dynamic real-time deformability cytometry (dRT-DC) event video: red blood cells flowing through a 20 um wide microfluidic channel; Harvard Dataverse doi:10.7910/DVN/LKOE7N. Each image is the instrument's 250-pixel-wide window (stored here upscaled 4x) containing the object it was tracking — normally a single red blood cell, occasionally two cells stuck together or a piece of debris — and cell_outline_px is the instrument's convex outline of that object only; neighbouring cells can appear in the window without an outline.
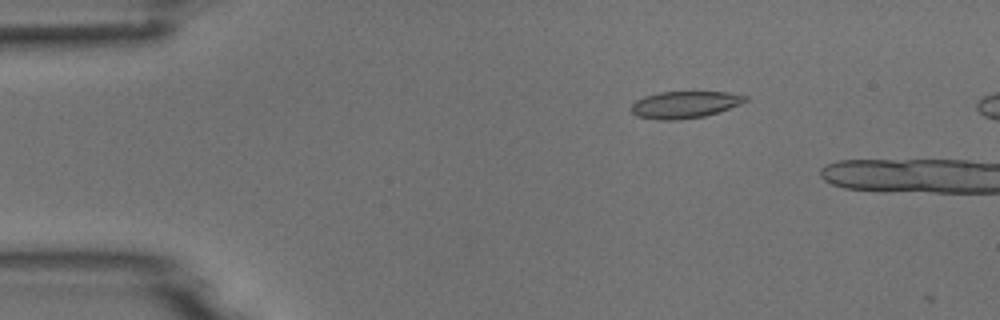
{"species": "common noctule bat (a hibernating species)", "species_latin": "Nyctalus noctula", "temperature_condition": "room temperature", "stored_images_in_passage": 3, "camera_frame_rate_fps": 3000, "um_per_image_px": 0.085, "animal": {"sex": "male", "body_mass_g": 18.8}, "frame": {"image": 1, "passage_image": 1, "time_ms": 0.0, "image_size_px": [1000, 320], "cell_outline_px": [[748, 100], [740, 104], [704, 116], [680, 120], [656, 120], [636, 116], [632, 112], [632, 104], [636, 100], [644, 96], [660, 92], [728, 92], [748, 96]], "centroid_in_image_um": [58.18, 8.9], "position_along_channel_um": 26.8, "area_um2": 17.86}}